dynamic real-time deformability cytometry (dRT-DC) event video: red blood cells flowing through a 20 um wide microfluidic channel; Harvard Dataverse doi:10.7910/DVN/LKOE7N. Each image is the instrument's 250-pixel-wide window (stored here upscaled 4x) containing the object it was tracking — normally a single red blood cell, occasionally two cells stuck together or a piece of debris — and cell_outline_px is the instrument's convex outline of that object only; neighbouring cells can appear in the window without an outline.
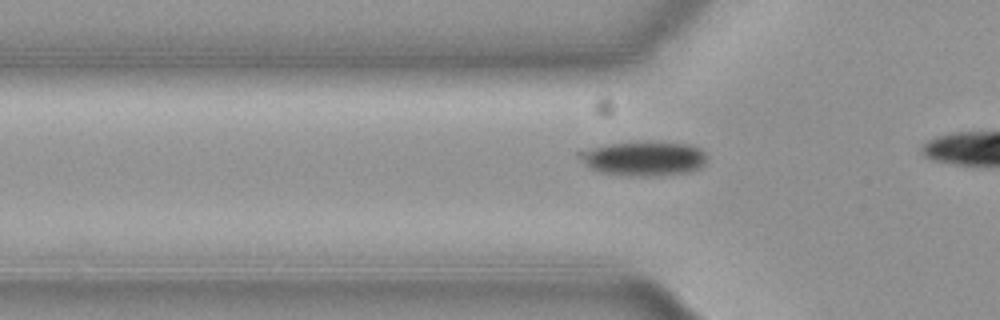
{"species": "common noctule bat (a hibernating species)", "species_latin": "Nyctalus noctula", "temperature_condition": "cold", "stored_images_in_passage": 30, "camera_frame_rate_fps": 3000, "um_per_image_px": 0.085, "animal": {"sex": "female", "body_mass_g": 19.3, "forearm_length_mm": 54.1}, "frame": {"image": 1, "passage_image": 6, "time_ms": 1.667, "image_size_px": [1000, 320], "cell_outline_px": [[708, 156], [704, 164], [700, 168], [688, 172], [656, 176], [628, 176], [600, 172], [584, 164], [576, 156], [576, 152], [604, 144], [640, 140], [656, 140], [688, 144], [700, 148]], "centroid_in_image_um": [54.7, 13.44], "position_along_channel_um": 71.1, "area_um2": 26.53}}
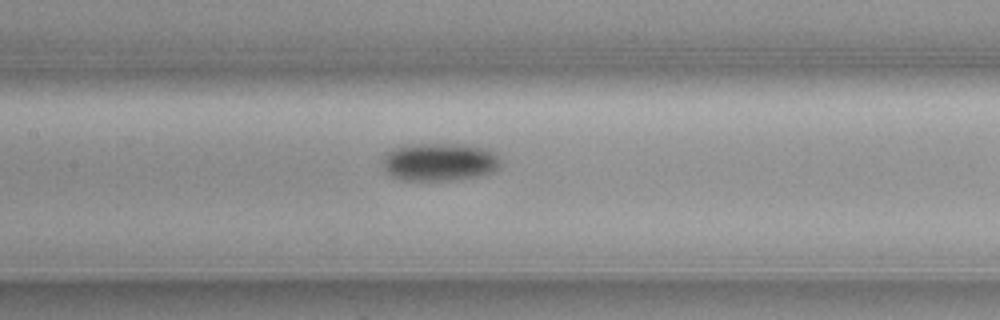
{"frame": {"image": 2, "passage_image": 14, "time_ms": 4.333, "image_size_px": [1000, 320], "cell_outline_px": [[500, 164], [492, 172], [480, 176], [456, 180], [400, 180], [392, 176], [384, 168], [384, 156], [392, 148], [400, 144], [472, 144], [488, 148], [496, 152], [500, 160]], "centroid_in_image_um": [37.39, 13.74], "position_along_channel_um": 170.0, "area_um2": 26.53}}
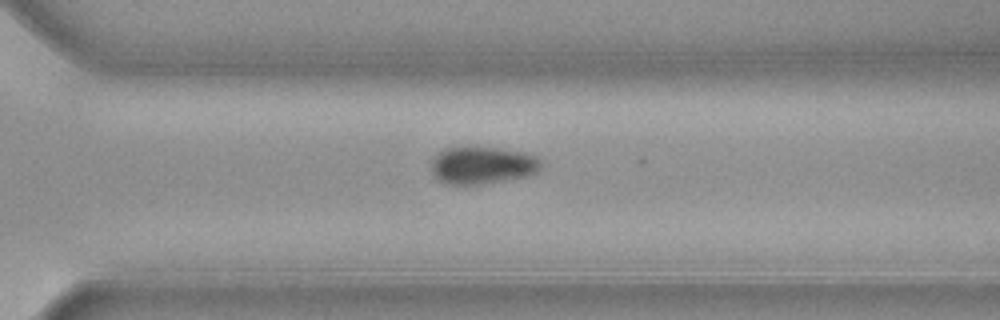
{"frame": {"image": 3, "passage_image": 27, "time_ms": 8.667, "image_size_px": [1000, 320], "cell_outline_px": [[544, 164], [540, 172], [528, 176], [480, 184], [444, 184], [432, 172], [428, 164], [440, 152], [448, 148], [496, 148], [524, 152], [536, 156]], "centroid_in_image_um": [41.05, 14.06], "position_along_channel_um": 329.6, "area_um2": 23.87}}